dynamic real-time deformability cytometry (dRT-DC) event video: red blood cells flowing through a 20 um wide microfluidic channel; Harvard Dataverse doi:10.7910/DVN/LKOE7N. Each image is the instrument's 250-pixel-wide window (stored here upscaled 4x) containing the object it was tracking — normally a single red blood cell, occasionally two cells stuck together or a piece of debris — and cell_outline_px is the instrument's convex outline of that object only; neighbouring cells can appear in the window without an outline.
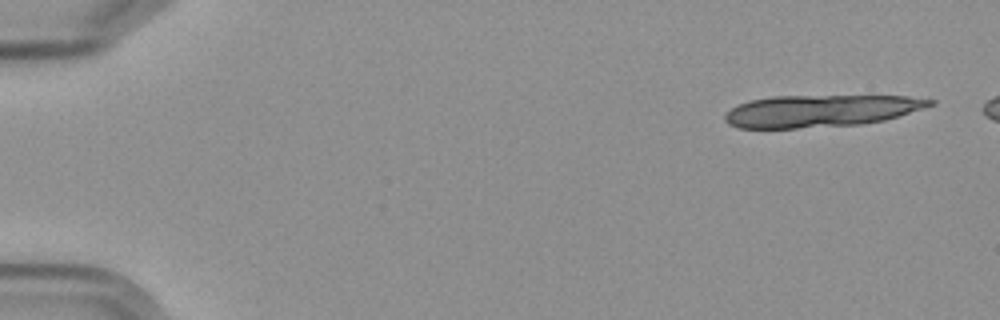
{"species": "Egyptian fruit bat (a non-hibernating species)", "species_latin": "Rousettus aegyptiacus", "temperature_condition": "cold", "stored_images_in_passage": 7, "camera_frame_rate_fps": 3000, "um_per_image_px": 0.085, "frame": {"image": 1, "passage_image": 1, "time_ms": 0.0, "image_size_px": [1000, 320], "cell_outline_px": [[936, 104], [924, 108], [884, 120], [864, 124], [796, 128], [736, 128], [728, 124], [724, 120], [724, 116], [732, 108], [748, 100], [772, 96], [908, 96], [936, 100]], "centroid_in_image_um": [69.76, 9.42], "position_along_channel_um": 15.2, "area_um2": 38.32}}